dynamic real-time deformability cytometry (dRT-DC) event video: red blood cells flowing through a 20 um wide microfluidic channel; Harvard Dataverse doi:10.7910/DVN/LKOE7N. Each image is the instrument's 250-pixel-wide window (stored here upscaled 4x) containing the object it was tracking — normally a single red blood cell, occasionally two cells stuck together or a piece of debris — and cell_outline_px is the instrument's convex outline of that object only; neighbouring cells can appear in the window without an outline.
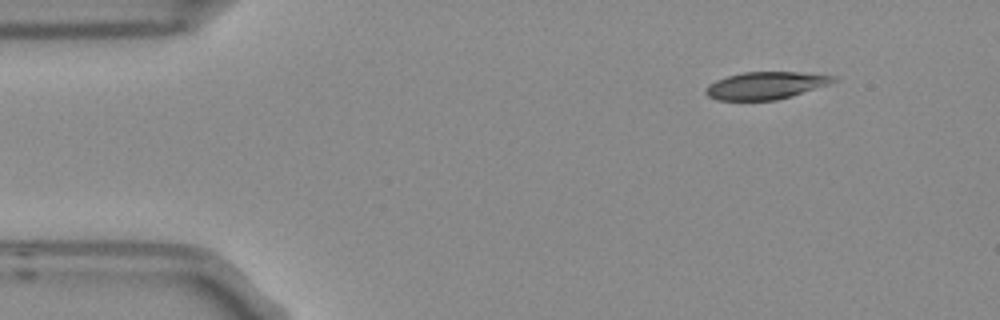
{"species": "Egyptian fruit bat (a non-hibernating species)", "species_latin": "Rousettus aegyptiacus", "temperature_condition": "room temperature", "stored_images_in_passage": 5, "camera_frame_rate_fps": 3000, "um_per_image_px": 0.085, "frame": {"image": 1, "passage_image": 1, "time_ms": 0.0, "image_size_px": [1000, 320], "cell_outline_px": [[840, 80], [776, 100], [716, 100], [708, 96], [704, 92], [704, 88], [708, 84], [716, 80], [728, 76], [744, 72], [800, 72], [836, 76]], "centroid_in_image_um": [65.03, 7.26], "position_along_channel_um": 20.0, "area_um2": 20.17}}
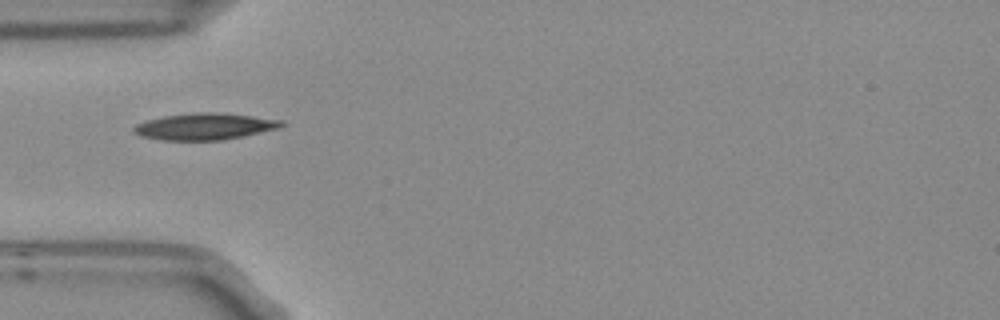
{"frame": {"image": 2, "passage_image": 3, "time_ms": 0.667, "image_size_px": [1000, 320], "cell_outline_px": [[288, 124], [280, 128], [244, 136], [220, 140], [160, 140], [140, 136], [132, 132], [132, 128], [136, 124], [148, 120], [164, 116], [196, 112], [216, 112], [252, 116], [284, 120]], "centroid_in_image_um": [17.42, 10.75], "position_along_channel_um": 67.6, "area_um2": 23.06}}
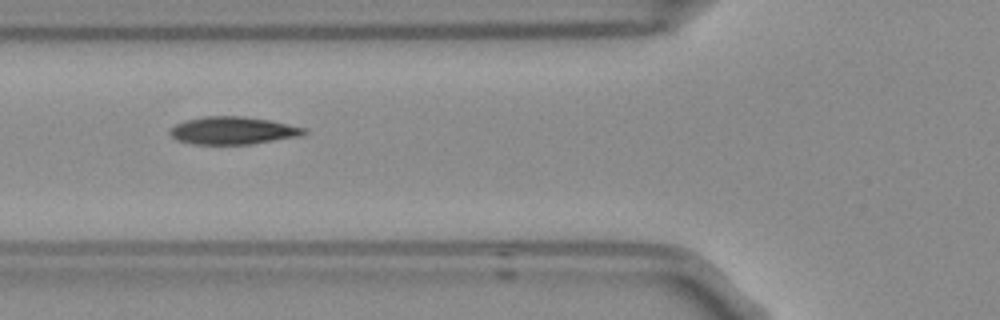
{"frame": {"image": 3, "passage_image": 4, "time_ms": 1.0, "image_size_px": [1000, 320], "cell_outline_px": [[308, 132], [300, 136], [252, 144], [192, 144], [176, 140], [168, 132], [176, 124], [184, 120], [204, 116], [244, 116], [272, 120], [308, 128]], "centroid_in_image_um": [19.83, 11.09], "position_along_channel_um": 106.0, "area_um2": 21.85}}